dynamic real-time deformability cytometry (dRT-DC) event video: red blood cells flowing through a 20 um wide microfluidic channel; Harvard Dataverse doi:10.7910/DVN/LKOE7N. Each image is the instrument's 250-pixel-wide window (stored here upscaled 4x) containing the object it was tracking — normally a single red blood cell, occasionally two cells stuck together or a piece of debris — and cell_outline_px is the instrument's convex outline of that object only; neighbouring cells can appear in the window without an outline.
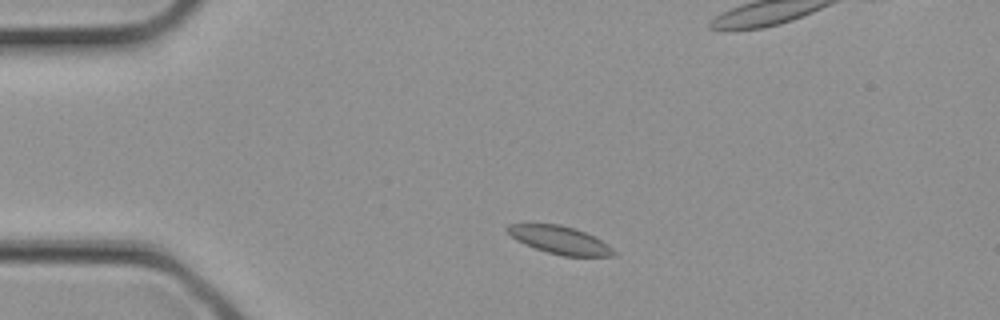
{"species": "common noctule bat (a hibernating species)", "species_latin": "Nyctalus noctula", "temperature_condition": "cold", "stored_images_in_passage": 3, "camera_frame_rate_fps": 3000, "um_per_image_px": 0.085, "animal": {"sex": "female", "body_mass_g": 21.9}, "frame": {"image": 1, "passage_image": 1, "time_ms": 0.0, "image_size_px": [1000, 320], "cell_outline_px": [[616, 256], [564, 256], [548, 252], [524, 244], [516, 240], [504, 228], [508, 224], [560, 224], [576, 228], [608, 244], [616, 252]], "centroid_in_image_um": [47.58, 20.4], "position_along_channel_um": 37.4, "area_um2": 17.11}}